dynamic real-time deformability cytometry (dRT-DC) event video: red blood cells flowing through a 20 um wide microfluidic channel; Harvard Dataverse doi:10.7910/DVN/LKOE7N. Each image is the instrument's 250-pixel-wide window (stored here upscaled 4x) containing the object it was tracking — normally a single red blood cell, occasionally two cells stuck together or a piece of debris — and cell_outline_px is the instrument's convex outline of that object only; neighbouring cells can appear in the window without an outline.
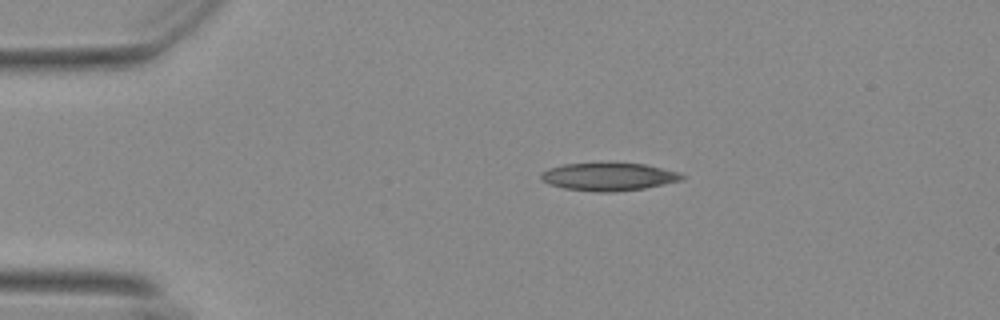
{"species": "Egyptian fruit bat (a non-hibernating species)", "species_latin": "Rousettus aegyptiacus", "temperature_condition": "warm", "stored_images_in_passage": 45, "camera_frame_rate_fps": 3000, "um_per_image_px": 0.085, "animal": {"sex": "female"}, "frame": {"image": 1, "passage_image": 1, "time_ms": 0.0, "image_size_px": [1000, 320], "cell_outline_px": [[684, 180], [644, 188], [616, 192], [596, 192], [564, 188], [548, 184], [540, 176], [540, 172], [548, 168], [564, 164], [644, 164], [680, 172], [684, 176]], "centroid_in_image_um": [51.74, 15.04], "position_along_channel_um": 33.3, "area_um2": 22.66}}
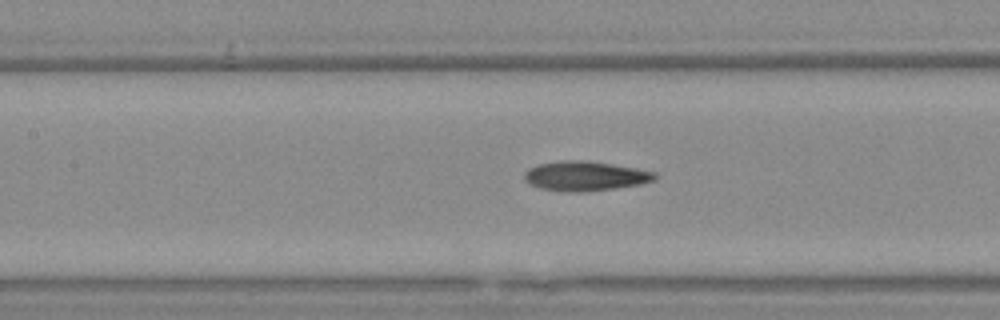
{"frame": {"image": 2, "passage_image": 15, "time_ms": 4.667, "image_size_px": [1000, 320], "cell_outline_px": [[656, 180], [640, 184], [616, 188], [584, 192], [572, 192], [540, 188], [524, 180], [524, 172], [528, 168], [536, 164], [556, 160], [584, 160], [612, 164], [636, 168], [656, 172]], "centroid_in_image_um": [49.72, 14.95], "position_along_channel_um": 157.7, "area_um2": 22.66}}
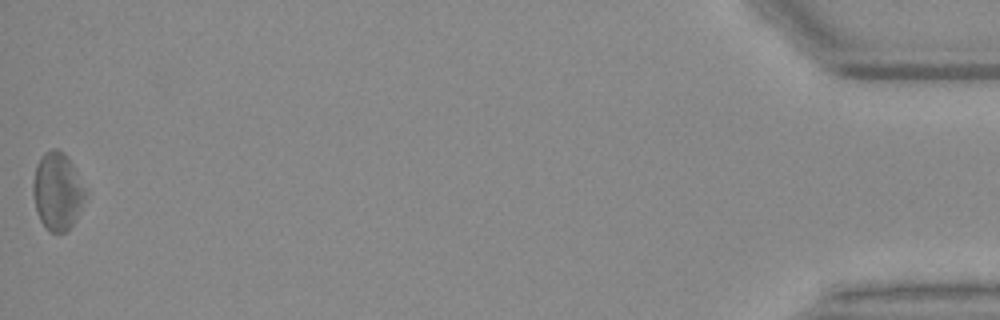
{"frame": {"image": 3, "passage_image": 45, "time_ms": 14.667, "image_size_px": [1000, 320], "cell_outline_px": [[84, 196], [80, 208], [72, 224], [64, 232], [52, 232], [40, 220], [36, 208], [32, 192], [32, 184], [36, 164], [40, 156], [44, 152], [52, 148], [56, 148], [64, 152], [72, 164], [84, 192]], "centroid_in_image_um": [4.81, 16.2], "position_along_channel_um": 430.4, "area_um2": 22.89}, "authors_computed_cell_mechanics": {"area_um2": 22.3108, "velocity_mm_per_s": 3.6923, "shape_relaxation_time_tau1_ms": 9.2195, "shape_relaxation_time_tau2_ms": 5.5735, "deformation_change_tau1": 0.1773, "deformation_change_tau2": 0.1561}}